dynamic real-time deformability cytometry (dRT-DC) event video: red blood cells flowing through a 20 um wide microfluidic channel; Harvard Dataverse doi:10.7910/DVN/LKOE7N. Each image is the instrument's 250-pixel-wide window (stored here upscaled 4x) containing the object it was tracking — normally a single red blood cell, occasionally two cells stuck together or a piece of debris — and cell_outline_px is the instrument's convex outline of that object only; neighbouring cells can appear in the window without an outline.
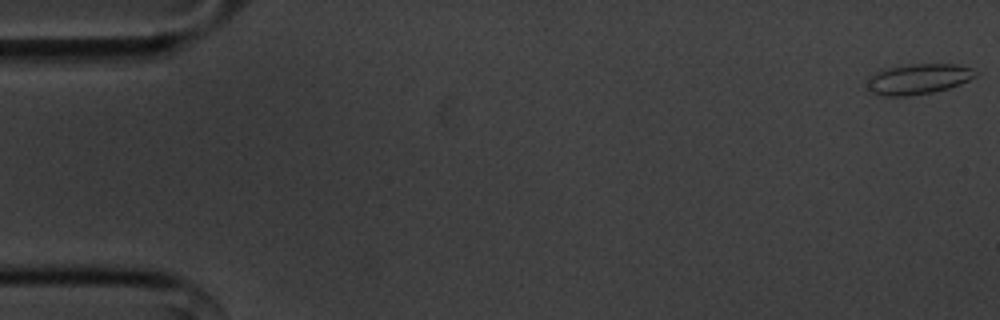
{"species": "common noctule bat (a hibernating species)", "species_latin": "Nyctalus noctula", "temperature_condition": "cold", "stored_images_in_passage": 10, "camera_frame_rate_fps": 3000, "um_per_image_px": 0.085, "animal": {"sex": "male", "body_mass_g": 20.1, "forearm_length_mm": 53.5}, "frame": {"image": 1, "passage_image": 1, "time_ms": 0.0, "image_size_px": [1000, 320], "cell_outline_px": [[976, 76], [960, 84], [948, 88], [932, 92], [908, 96], [880, 96], [868, 92], [868, 76], [880, 68], [912, 64], [952, 64], [972, 68], [976, 72]], "centroid_in_image_um": [77.96, 6.72], "position_along_channel_um": 7.0, "area_um2": 19.42}}